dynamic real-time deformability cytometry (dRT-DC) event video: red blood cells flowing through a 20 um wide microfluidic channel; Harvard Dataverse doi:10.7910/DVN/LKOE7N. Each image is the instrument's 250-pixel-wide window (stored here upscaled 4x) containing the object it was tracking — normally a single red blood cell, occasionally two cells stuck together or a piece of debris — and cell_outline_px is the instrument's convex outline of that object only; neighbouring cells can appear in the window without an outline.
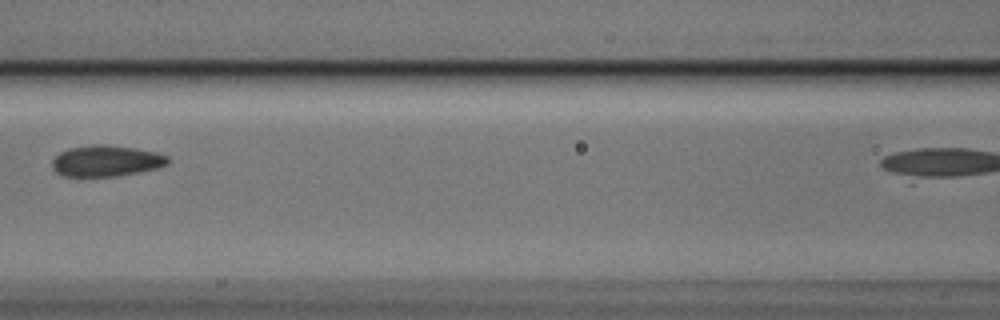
{"species": "Egyptian fruit bat (a non-hibernating species)", "species_latin": "Rousettus aegyptiacus", "temperature_condition": "cold", "stored_images_in_passage": 8, "segment_of_instrument_passage": [1, 2], "camera_frame_rate_fps": 3000, "um_per_image_px": 0.085, "animal": {"sex": "male"}, "frame": {"image": 1, "passage_image": 7, "time_ms": 2.0, "image_size_px": [1000, 320], "cell_outline_px": [[172, 160], [168, 164], [156, 168], [116, 176], [64, 176], [56, 172], [52, 168], [52, 160], [60, 152], [68, 148], [88, 144], [108, 144], [136, 148], [156, 152], [168, 156]], "centroid_in_image_um": [9.02, 13.65], "position_along_channel_um": 157.6, "area_um2": 21.15}}